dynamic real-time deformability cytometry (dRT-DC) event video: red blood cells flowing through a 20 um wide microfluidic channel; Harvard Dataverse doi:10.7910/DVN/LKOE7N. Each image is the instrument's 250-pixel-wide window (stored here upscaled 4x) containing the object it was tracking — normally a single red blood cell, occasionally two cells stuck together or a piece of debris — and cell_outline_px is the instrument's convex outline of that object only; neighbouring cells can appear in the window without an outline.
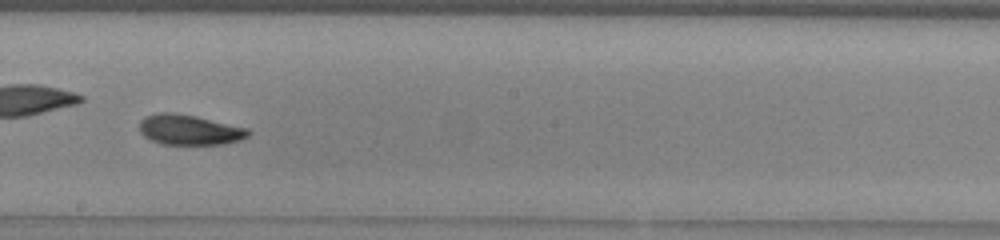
{"species": "common noctule bat (a hibernating species)", "species_latin": "Nyctalus noctula", "temperature_condition": "warm", "stored_images_in_passage": 40, "camera_frame_rate_fps": 3000, "um_per_image_px": 0.085, "animal": {"sex": "male", "body_mass_g": 13.0, "forearm_length_mm": 53.1}, "frame": {"image": 1, "passage_image": 18, "time_ms": 5.667, "image_size_px": [1000, 240], "cell_outline_px": [[252, 132], [248, 136], [240, 140], [224, 144], [164, 144], [152, 140], [144, 136], [140, 132], [140, 120], [144, 116], [160, 112], [172, 112], [196, 116], [248, 128]], "centroid_in_image_um": [16.11, 11.02], "position_along_channel_um": 232.1, "area_um2": 19.19}, "authors_computed_cell_mechanics": {"area_um2": 18.9584, "velocity_mm_per_s": 4.0806, "shape_relaxation_time_tau1_ms": 4.188, "shape_relaxation_time_tau2_ms": 3.1228, "deformation_change_tau1": 0.1218, "deformation_change_tau2": 0.0891}}